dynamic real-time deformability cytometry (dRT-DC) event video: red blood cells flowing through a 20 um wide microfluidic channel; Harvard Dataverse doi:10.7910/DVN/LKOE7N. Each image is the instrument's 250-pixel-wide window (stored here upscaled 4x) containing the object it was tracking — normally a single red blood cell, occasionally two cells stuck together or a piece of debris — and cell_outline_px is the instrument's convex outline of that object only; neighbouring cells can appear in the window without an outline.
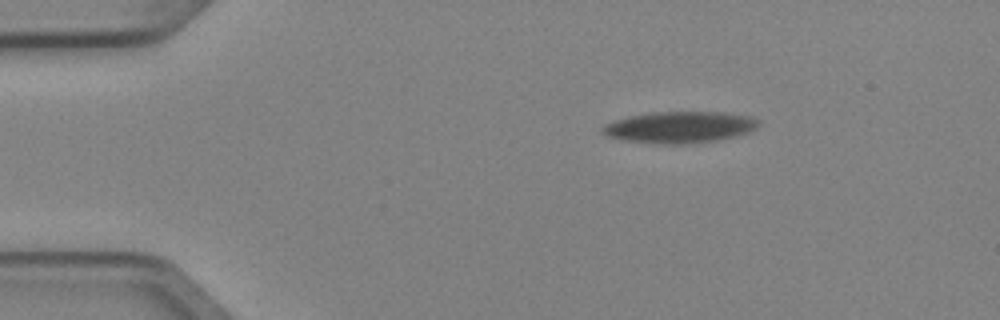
{"species": "Egyptian fruit bat (a non-hibernating species)", "species_latin": "Rousettus aegyptiacus", "temperature_condition": "cold", "stored_images_in_passage": 3, "camera_frame_rate_fps": 3000, "um_per_image_px": 0.085, "animal": {"sex": "female"}, "frame": {"image": 1, "passage_image": 1, "time_ms": 0.0, "image_size_px": [1000, 320], "cell_outline_px": [[760, 124], [756, 128], [732, 136], [712, 140], [676, 144], [624, 140], [608, 136], [600, 132], [600, 128], [604, 124], [612, 120], [628, 116], [652, 112], [724, 112], [752, 116], [760, 120]], "centroid_in_image_um": [57.72, 10.78], "position_along_channel_um": 27.3, "area_um2": 28.21}}